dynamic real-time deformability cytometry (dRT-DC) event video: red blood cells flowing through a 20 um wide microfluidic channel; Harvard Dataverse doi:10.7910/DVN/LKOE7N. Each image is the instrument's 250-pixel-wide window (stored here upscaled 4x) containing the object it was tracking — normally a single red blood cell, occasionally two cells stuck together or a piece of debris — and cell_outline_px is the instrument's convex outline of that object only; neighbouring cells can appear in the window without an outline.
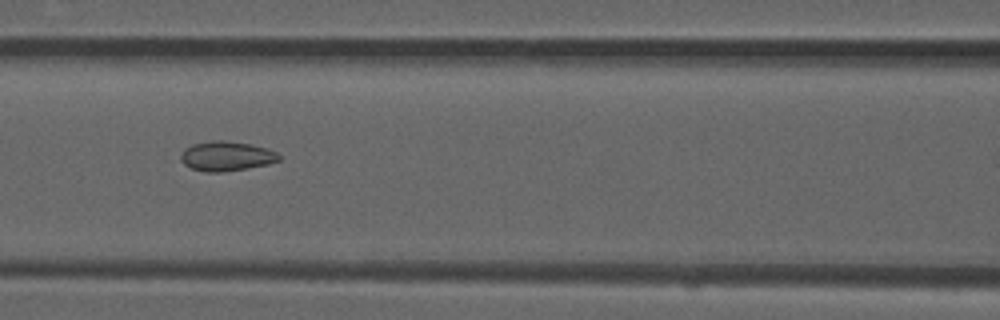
{"species": "common noctule bat (a hibernating species)", "species_latin": "Nyctalus noctula", "temperature_condition": "room temperature", "stored_images_in_passage": 8, "camera_frame_rate_fps": 3000, "um_per_image_px": 0.085, "animal": {"sex": "male", "forearm_length_mm": 52.5}, "frame": {"image": 1, "passage_image": 5, "time_ms": 1.333, "image_size_px": [1000, 320], "cell_outline_px": [[284, 156], [280, 160], [268, 164], [224, 172], [208, 172], [192, 168], [184, 164], [180, 160], [180, 156], [184, 148], [192, 144], [212, 140], [224, 140], [248, 144], [264, 148], [276, 152]], "centroid_in_image_um": [19.24, 13.27], "position_along_channel_um": 147.4, "area_um2": 16.94}}
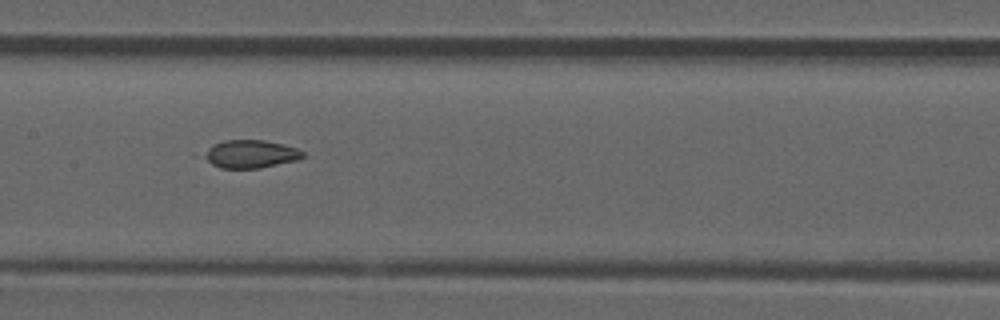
{"frame": {"image": 2, "passage_image": 6, "time_ms": 1.667, "image_size_px": [1000, 320], "cell_outline_px": [[304, 156], [296, 160], [260, 168], [220, 168], [212, 164], [208, 160], [208, 148], [212, 144], [224, 140], [264, 140], [296, 148], [304, 152]], "centroid_in_image_um": [21.33, 13.09], "position_along_channel_um": 186.1, "area_um2": 15.66}}
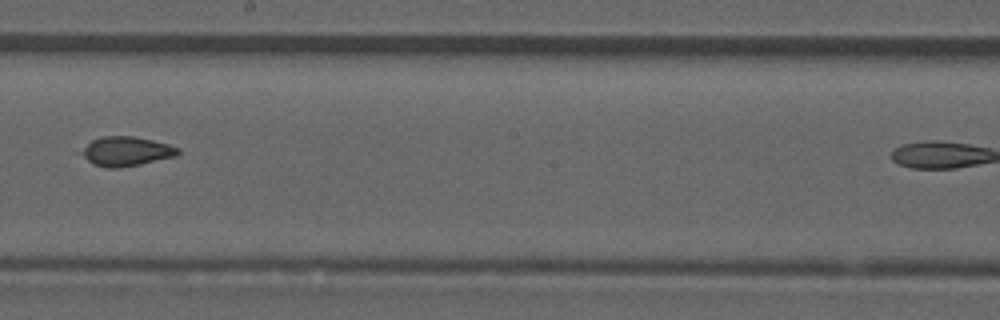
{"frame": {"image": 3, "passage_image": 7, "time_ms": 2.0, "image_size_px": [1000, 320], "cell_outline_px": [[180, 152], [176, 156], [140, 164], [120, 168], [108, 168], [92, 164], [76, 152], [92, 140], [104, 136], [136, 136], [168, 144], [180, 148]], "centroid_in_image_um": [10.68, 12.86], "position_along_channel_um": 237.5, "area_um2": 16.76}}